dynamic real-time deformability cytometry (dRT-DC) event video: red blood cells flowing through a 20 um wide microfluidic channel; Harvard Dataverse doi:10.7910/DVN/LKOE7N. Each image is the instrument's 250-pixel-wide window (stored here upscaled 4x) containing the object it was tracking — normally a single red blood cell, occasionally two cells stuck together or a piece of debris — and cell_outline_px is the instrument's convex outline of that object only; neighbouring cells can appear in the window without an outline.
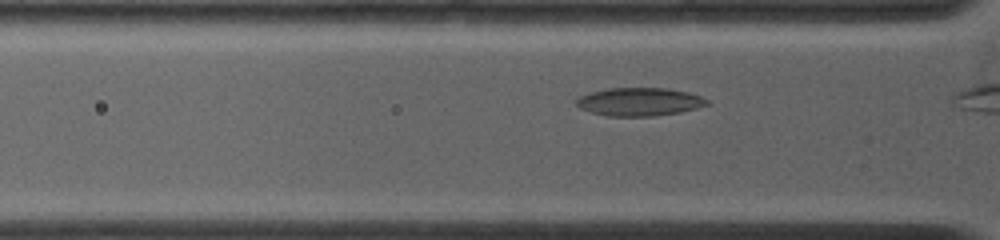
{"species": "common noctule bat (a hibernating species)", "species_latin": "Nyctalus noctula", "temperature_condition": "warm", "stored_images_in_passage": 9, "camera_frame_rate_fps": 4500, "um_per_image_px": 0.085, "animal": {"sex": "female", "body_mass_g": 19.0, "forearm_length_mm": 53.3}, "frame": {"image": 1, "passage_image": 6, "time_ms": 1.111, "image_size_px": [1000, 240], "cell_outline_px": [[712, 104], [680, 112], [656, 116], [608, 116], [592, 112], [580, 108], [576, 104], [576, 100], [580, 96], [592, 92], [608, 88], [668, 88], [688, 92], [700, 96], [708, 100]], "centroid_in_image_um": [54.39, 8.65], "position_along_channel_um": 71.4, "area_um2": 21.44}}